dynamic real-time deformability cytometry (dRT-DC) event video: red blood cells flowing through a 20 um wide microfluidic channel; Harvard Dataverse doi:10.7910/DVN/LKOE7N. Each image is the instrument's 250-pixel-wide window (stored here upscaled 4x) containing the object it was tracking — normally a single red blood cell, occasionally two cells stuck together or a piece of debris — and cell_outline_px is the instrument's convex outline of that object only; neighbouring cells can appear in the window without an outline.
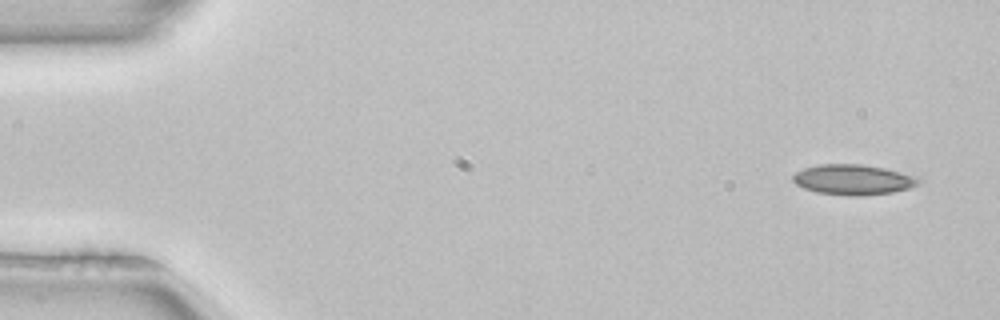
{"species": "common noctule bat (a hibernating species)", "species_latin": "Nyctalus noctula", "temperature_condition": "room temperature", "stored_images_in_passage": 3, "camera_frame_rate_fps": 3000, "um_per_image_px": 0.085, "animal": {"sex": "female", "body_mass_g": 22.7, "forearm_length_mm": 54.2}, "frame": {"image": 1, "passage_image": 1, "time_ms": 0.0, "image_size_px": [1000, 320], "cell_outline_px": [[924, 180], [908, 188], [892, 192], [860, 196], [848, 196], [816, 192], [804, 188], [796, 184], [792, 180], [792, 176], [796, 172], [804, 168], [820, 164], [860, 164], [884, 168], [920, 176]], "centroid_in_image_um": [72.54, 15.27], "position_along_channel_um": 12.5, "area_um2": 22.31}}
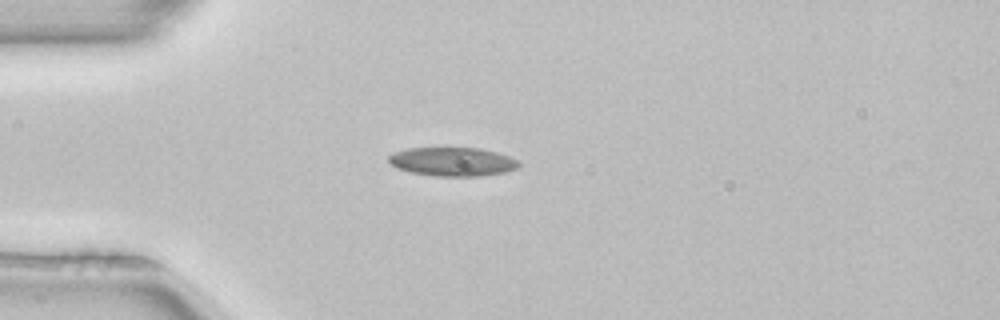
{"frame": {"image": 2, "passage_image": 3, "time_ms": 0.667, "image_size_px": [1000, 320], "cell_outline_px": [[520, 164], [516, 168], [504, 172], [480, 176], [432, 176], [408, 172], [396, 168], [388, 160], [388, 156], [392, 152], [408, 148], [480, 148], [496, 152], [520, 160]], "centroid_in_image_um": [38.43, 13.74], "position_along_channel_um": 46.6, "area_um2": 21.96}}